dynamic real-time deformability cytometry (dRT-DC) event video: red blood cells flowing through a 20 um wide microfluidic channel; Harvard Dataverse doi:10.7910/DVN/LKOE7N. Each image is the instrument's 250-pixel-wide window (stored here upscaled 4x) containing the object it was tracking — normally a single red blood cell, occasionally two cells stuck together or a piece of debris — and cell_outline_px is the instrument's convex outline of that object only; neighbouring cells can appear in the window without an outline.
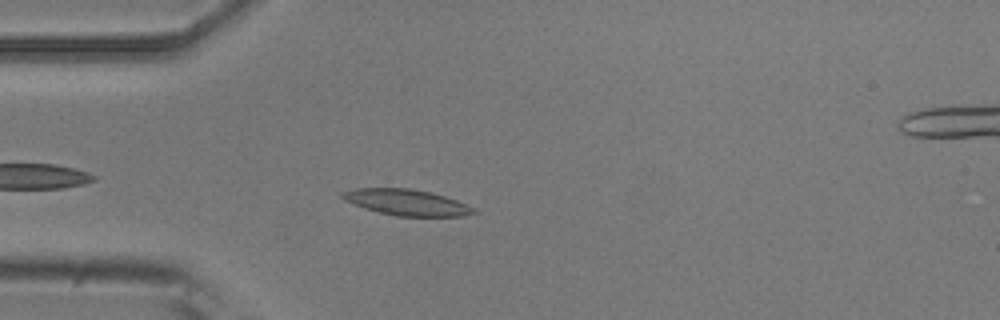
{"species": "common noctule bat (a hibernating species)", "species_latin": "Nyctalus noctula", "temperature_condition": "room temperature", "stored_images_in_passage": 41, "camera_frame_rate_fps": 3000, "um_per_image_px": 0.085, "animal": {"sex": "male", "body_mass_g": 20.5, "forearm_length_mm": 52.5}, "frame": {"image": 1, "passage_image": 4, "time_ms": 1.0, "image_size_px": [1000, 320], "cell_outline_px": [[480, 212], [464, 216], [396, 216], [364, 208], [344, 200], [340, 196], [340, 192], [356, 188], [408, 188], [432, 192], [456, 200]], "centroid_in_image_um": [34.54, 17.19], "position_along_channel_um": 50.5, "area_um2": 19.83}}
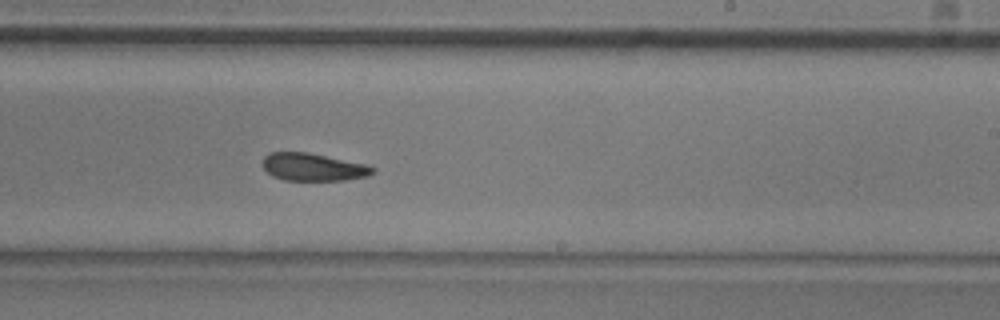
{"frame": {"image": 2, "passage_image": 21, "time_ms": 6.667, "image_size_px": [1000, 320], "cell_outline_px": [[376, 172], [368, 176], [344, 180], [284, 180], [272, 176], [264, 168], [264, 156], [268, 152], [308, 152], [368, 164], [376, 168]], "centroid_in_image_um": [26.67, 14.19], "position_along_channel_um": 262.3, "area_um2": 17.86}}
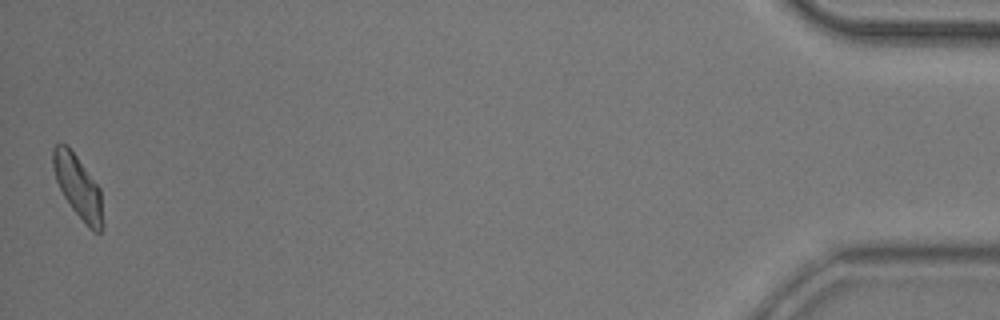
{"frame": {"image": 3, "passage_image": 41, "time_ms": 13.333, "image_size_px": [1000, 320], "cell_outline_px": [[104, 228], [100, 232], [92, 232], [88, 228], [72, 208], [64, 196], [56, 180], [52, 168], [52, 148], [56, 144], [64, 144], [76, 156], [100, 188], [104, 220]], "centroid_in_image_um": [6.65, 15.94], "position_along_channel_um": 428.5, "area_um2": 18.21}, "authors_computed_cell_mechanics": {"area_um2": 18.6116, "velocity_mm_per_s": 3.9115, "shape_relaxation_time_tau1_ms": 4.4022, "shape_relaxation_time_tau2_ms": 6.1627, "deformation_change_tau1": 0.13, "deformation_change_tau2": 0.1472}}